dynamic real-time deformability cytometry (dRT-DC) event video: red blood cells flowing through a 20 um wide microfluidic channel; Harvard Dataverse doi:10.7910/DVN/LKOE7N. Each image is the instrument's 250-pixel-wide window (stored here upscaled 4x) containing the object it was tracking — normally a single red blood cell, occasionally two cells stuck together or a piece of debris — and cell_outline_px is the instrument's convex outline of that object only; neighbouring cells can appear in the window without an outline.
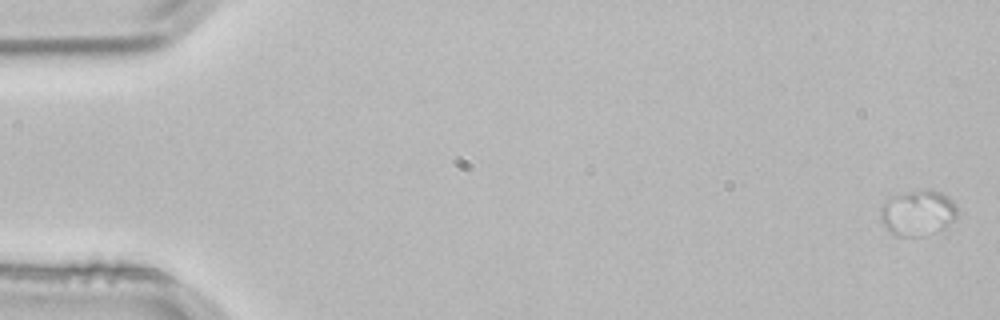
{"species": "common noctule bat (a hibernating species)", "species_latin": "Nyctalus noctula", "temperature_condition": "room temperature", "stored_images_in_passage": 4, "segment_of_instrument_passage": [1, 2], "camera_frame_rate_fps": 3000, "um_per_image_px": 0.085, "animal": {"sex": "male", "body_mass_g": 21.5, "forearm_length_mm": 52.0}, "frame": {"image": 1, "passage_image": 1, "time_ms": 0.0, "image_size_px": [1000, 320], "cell_outline_px": [[956, 216], [944, 228], [920, 236], [900, 236], [884, 228], [880, 220], [880, 208], [888, 200], [896, 196], [908, 192], [940, 192], [948, 196], [952, 200], [956, 208]], "centroid_in_image_um": [77.98, 18.13], "position_along_channel_um": 7.0, "area_um2": 19.59}}
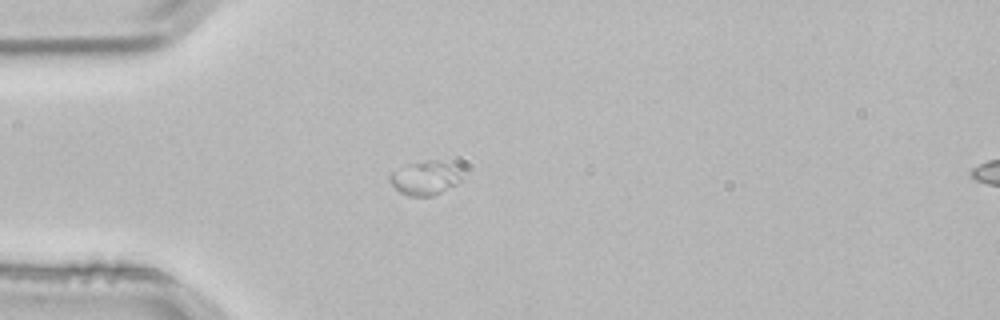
{"frame": {"image": 2, "passage_image": 3, "time_ms": 0.667, "image_size_px": [1000, 320], "cell_outline_px": [[460, 180], [456, 184], [432, 196], [408, 196], [400, 192], [388, 180], [388, 176], [392, 172], [412, 164], [424, 160], [436, 160], [444, 164], [460, 176]], "centroid_in_image_um": [36.02, 15.18], "position_along_channel_um": 49.0, "area_um2": 13.29}}